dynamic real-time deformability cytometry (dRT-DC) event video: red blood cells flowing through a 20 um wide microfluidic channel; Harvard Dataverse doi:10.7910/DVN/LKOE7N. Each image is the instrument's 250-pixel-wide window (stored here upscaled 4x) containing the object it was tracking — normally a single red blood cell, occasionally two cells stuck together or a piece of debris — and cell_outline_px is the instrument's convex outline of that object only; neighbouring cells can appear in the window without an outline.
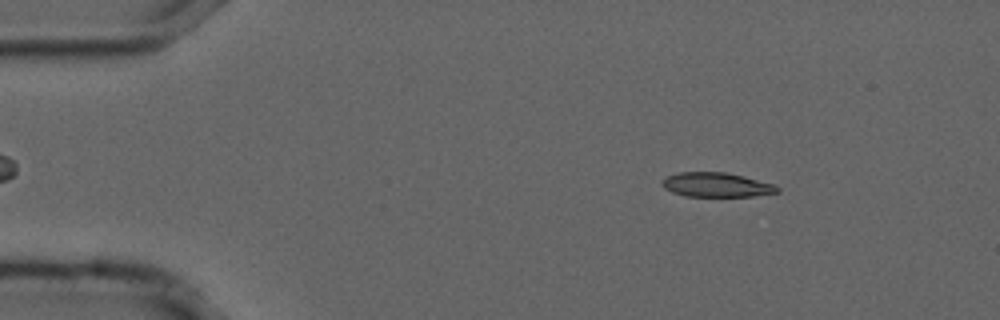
{"species": "common noctule bat (a hibernating species)", "species_latin": "Nyctalus noctula", "temperature_condition": "cold", "stored_images_in_passage": 54, "camera_frame_rate_fps": 3000, "um_per_image_px": 0.085, "animal": {"sex": "male", "forearm_length_mm": 52.5}, "frame": {"image": 1, "passage_image": 7, "time_ms": 2.0, "image_size_px": [1000, 320], "cell_outline_px": [[780, 192], [752, 196], [684, 196], [672, 192], [664, 188], [660, 184], [668, 176], [680, 172], [724, 172], [744, 176], [776, 184], [780, 188]], "centroid_in_image_um": [60.94, 15.71], "position_along_channel_um": 24.1, "area_um2": 16.42}}
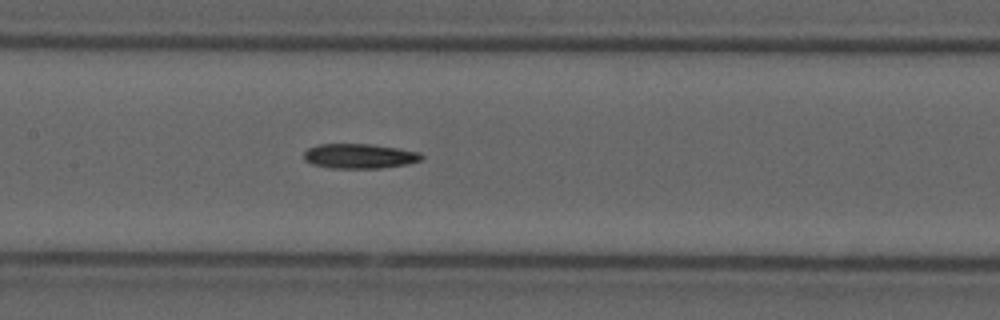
{"frame": {"image": 2, "passage_image": 25, "time_ms": 8.0, "image_size_px": [1000, 320], "cell_outline_px": [[424, 156], [420, 160], [408, 164], [380, 168], [332, 168], [312, 164], [304, 160], [304, 152], [308, 148], [320, 144], [368, 144], [396, 148], [420, 152]], "centroid_in_image_um": [30.54, 13.27], "position_along_channel_um": 176.9, "area_um2": 16.88}}
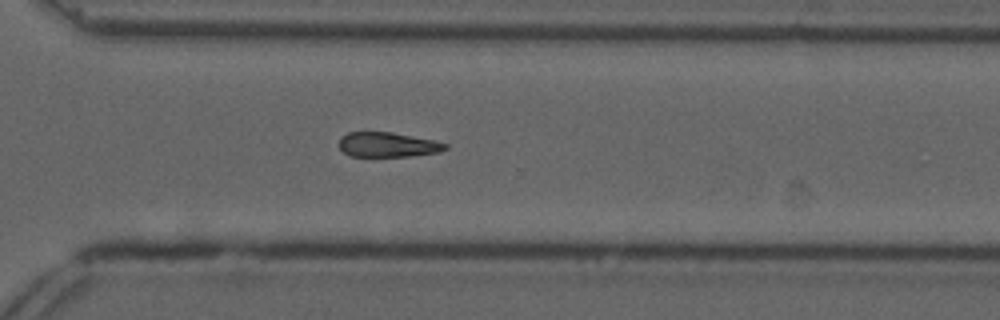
{"frame": {"image": 3, "passage_image": 38, "time_ms": 12.333, "image_size_px": [1000, 320], "cell_outline_px": [[448, 148], [436, 152], [412, 156], [348, 156], [340, 148], [340, 136], [348, 132], [392, 132], [432, 140], [448, 144]], "centroid_in_image_um": [32.92, 12.29], "position_along_channel_um": 337.7, "area_um2": 15.2}, "authors_computed_cell_mechanics": {"area_um2": 16.6175, "velocity_mm_per_s": 3.7213, "shape_relaxation_time_tau1_ms": 8.6596, "shape_relaxation_time_tau2_ms": null, "deformation_change_tau1": 0.1532, "deformation_change_tau2": null}}